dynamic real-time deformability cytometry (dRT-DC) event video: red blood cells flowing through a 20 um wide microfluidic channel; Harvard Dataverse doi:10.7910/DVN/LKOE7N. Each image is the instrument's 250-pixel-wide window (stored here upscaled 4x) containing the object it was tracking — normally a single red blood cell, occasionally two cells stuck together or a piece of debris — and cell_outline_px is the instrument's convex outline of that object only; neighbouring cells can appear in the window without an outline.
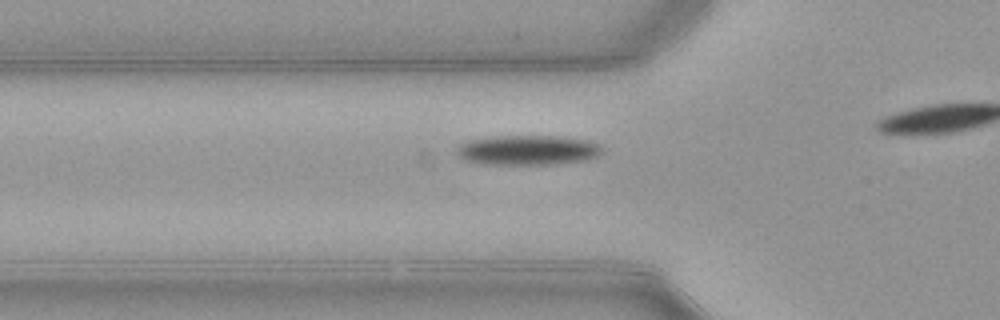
{"species": "common noctule bat (a hibernating species)", "species_latin": "Nyctalus noctula", "temperature_condition": "warm", "stored_images_in_passage": 12, "camera_frame_rate_fps": 3000, "um_per_image_px": 0.085, "animal": {"sex": "female", "body_mass_g": 21.9}, "frame": {"image": 1, "passage_image": 7, "time_ms": 2.0, "image_size_px": [1000, 320], "cell_outline_px": [[604, 152], [588, 160], [556, 164], [484, 164], [468, 160], [460, 156], [456, 152], [456, 148], [460, 144], [468, 140], [500, 136], [552, 136], [588, 140], [596, 144]], "centroid_in_image_um": [44.87, 12.76], "position_along_channel_um": 80.9, "area_um2": 25.03}}
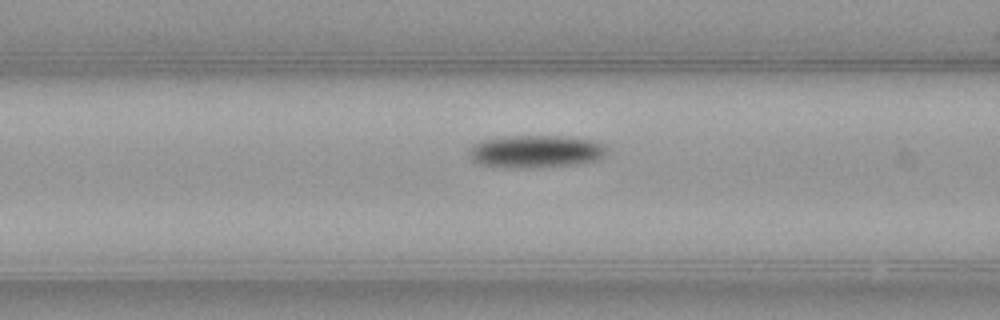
{"frame": {"image": 2, "passage_image": 10, "time_ms": 3.0, "image_size_px": [1000, 320], "cell_outline_px": [[604, 156], [600, 160], [580, 164], [532, 168], [508, 168], [476, 164], [468, 156], [468, 148], [480, 140], [508, 136], [568, 136], [592, 140], [604, 144]], "centroid_in_image_um": [45.5, 12.89], "position_along_channel_um": 121.1, "area_um2": 26.7}}